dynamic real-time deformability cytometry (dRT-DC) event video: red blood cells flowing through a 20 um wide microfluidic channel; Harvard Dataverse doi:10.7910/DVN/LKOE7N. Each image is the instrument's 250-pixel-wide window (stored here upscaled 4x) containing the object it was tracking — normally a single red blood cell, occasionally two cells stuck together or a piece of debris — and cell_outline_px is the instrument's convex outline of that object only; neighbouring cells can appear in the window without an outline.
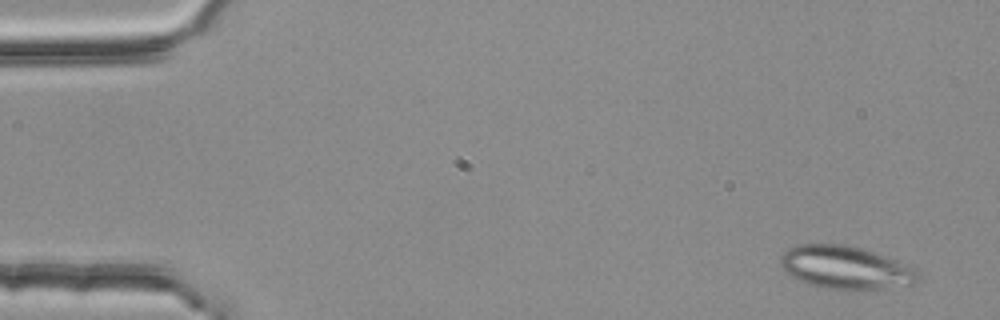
{"species": "common noctule bat (a hibernating species)", "species_latin": "Nyctalus noctula", "temperature_condition": "room temperature", "stored_images_in_passage": 4, "camera_frame_rate_fps": 3000, "um_per_image_px": 0.085, "animal": {"sex": "female", "body_mass_g": 25.1}, "frame": {"image": 1, "passage_image": 1, "time_ms": 0.0, "image_size_px": [1000, 320], "cell_outline_px": [[920, 276], [912, 284], [856, 292], [840, 292], [808, 284], [792, 276], [780, 268], [780, 256], [788, 248], [800, 244], [848, 244], [864, 248], [916, 268], [920, 272]], "centroid_in_image_um": [71.86, 22.77], "position_along_channel_um": 13.1, "area_um2": 35.32}}